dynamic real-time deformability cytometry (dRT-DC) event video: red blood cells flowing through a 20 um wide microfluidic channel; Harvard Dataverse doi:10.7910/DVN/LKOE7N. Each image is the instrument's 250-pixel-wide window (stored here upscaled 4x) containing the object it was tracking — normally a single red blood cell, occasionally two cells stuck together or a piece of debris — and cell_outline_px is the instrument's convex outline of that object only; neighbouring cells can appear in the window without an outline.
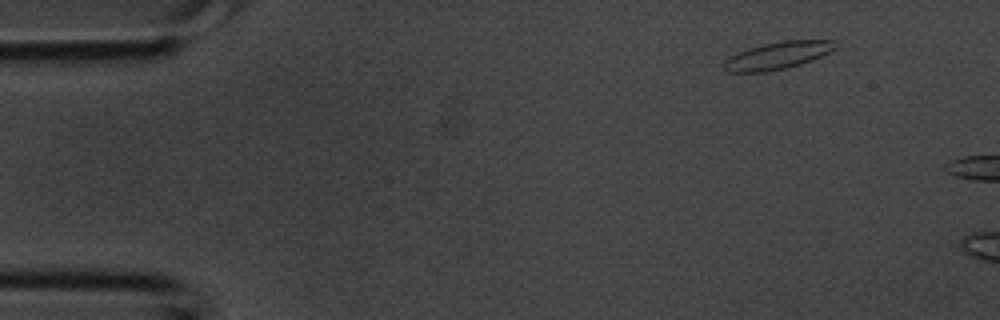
{"species": "common noctule bat (a hibernating species)", "species_latin": "Nyctalus noctula", "temperature_condition": "room temperature", "stored_images_in_passage": 2, "camera_frame_rate_fps": 3000, "um_per_image_px": 0.085, "animal": {"sex": "male", "body_mass_g": 20.1, "forearm_length_mm": 53.5}, "frame": {"image": 1, "passage_image": 1, "time_ms": 0.0, "image_size_px": [1000, 320], "cell_outline_px": [[840, 48], [812, 60], [800, 64], [784, 68], [764, 72], [728, 72], [724, 68], [724, 60], [736, 52], [748, 48], [764, 44], [784, 40], [836, 40]], "centroid_in_image_um": [66.15, 4.7], "position_along_channel_um": 18.8, "area_um2": 17.92}}